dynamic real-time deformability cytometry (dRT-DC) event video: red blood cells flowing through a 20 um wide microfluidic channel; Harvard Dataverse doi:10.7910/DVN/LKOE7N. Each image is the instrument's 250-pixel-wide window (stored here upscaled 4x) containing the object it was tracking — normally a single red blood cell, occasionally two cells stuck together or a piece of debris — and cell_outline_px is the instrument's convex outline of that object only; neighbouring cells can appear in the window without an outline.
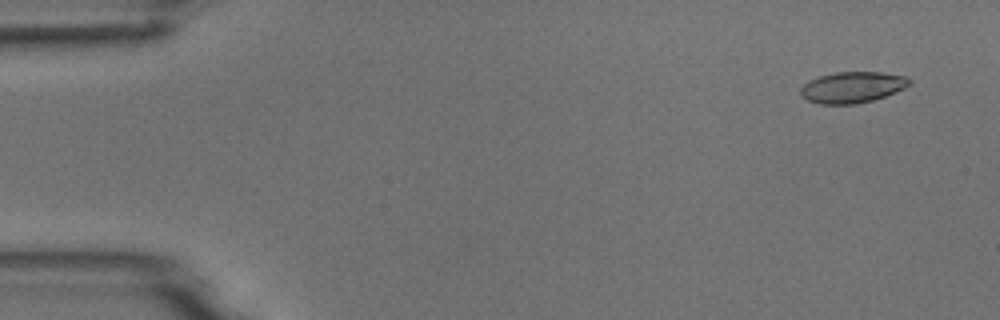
{"species": "common noctule bat (a hibernating species)", "species_latin": "Nyctalus noctula", "temperature_condition": "room temperature", "stored_images_in_passage": 4, "camera_frame_rate_fps": 3000, "um_per_image_px": 0.085, "animal": {"sex": "male", "body_mass_g": 18.8}, "frame": {"image": 1, "passage_image": 1, "time_ms": 0.0, "image_size_px": [1000, 320], "cell_outline_px": [[912, 80], [904, 88], [884, 96], [872, 100], [856, 104], [820, 104], [808, 100], [800, 96], [800, 88], [804, 84], [820, 76], [836, 72], [880, 72], [904, 76]], "centroid_in_image_um": [72.42, 7.42], "position_along_channel_um": 12.6, "area_um2": 19.48}}
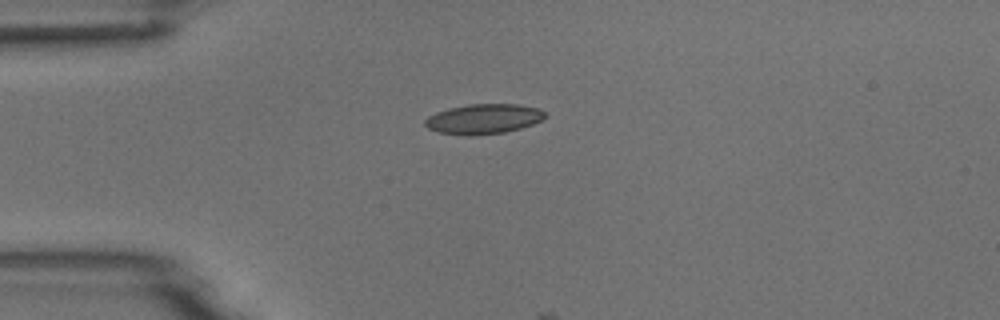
{"frame": {"image": 2, "passage_image": 3, "time_ms": 3.333, "image_size_px": [1000, 320], "cell_outline_px": [[548, 116], [544, 120], [520, 128], [504, 132], [472, 136], [468, 136], [436, 132], [428, 128], [424, 124], [424, 120], [428, 116], [436, 112], [448, 108], [468, 104], [516, 104], [540, 108]], "centroid_in_image_um": [41.1, 10.11], "position_along_channel_um": 43.9, "area_um2": 21.21}}